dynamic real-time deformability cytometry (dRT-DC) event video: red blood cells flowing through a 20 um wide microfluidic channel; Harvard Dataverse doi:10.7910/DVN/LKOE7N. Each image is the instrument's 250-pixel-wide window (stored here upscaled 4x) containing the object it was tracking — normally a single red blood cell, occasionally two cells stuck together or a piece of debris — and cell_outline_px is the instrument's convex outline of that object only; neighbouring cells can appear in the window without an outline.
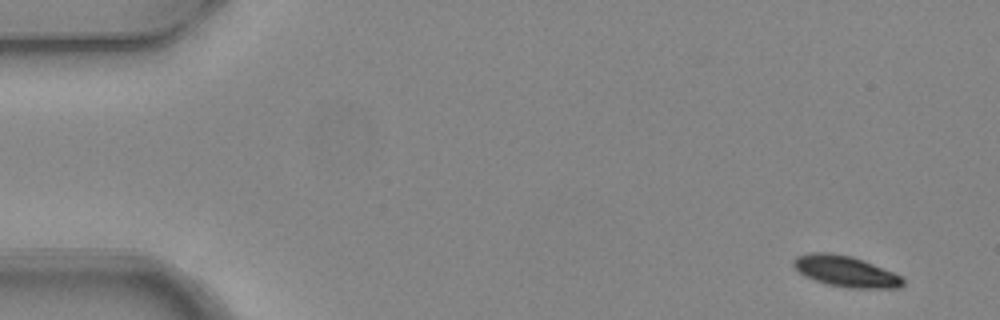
{"species": "common noctule bat (a hibernating species)", "species_latin": "Nyctalus noctula", "temperature_condition": "warm", "stored_images_in_passage": 7, "camera_frame_rate_fps": 3000, "um_per_image_px": 0.085, "animal": {"sex": "female", "body_mass_g": 24.6, "forearm_length_mm": 56.2}, "frame": {"image": 1, "passage_image": 1, "time_ms": 0.0, "image_size_px": [1000, 320], "cell_outline_px": [[904, 284], [900, 288], [848, 288], [828, 284], [804, 276], [792, 264], [792, 260], [796, 256], [808, 252], [828, 252], [852, 256], [864, 260], [892, 272], [900, 276], [904, 280]], "centroid_in_image_um": [71.86, 23.05], "position_along_channel_um": 13.1, "area_um2": 19.77}}
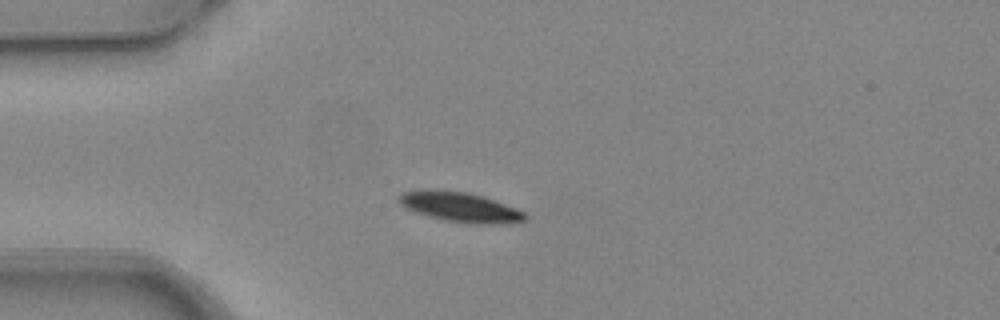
{"frame": {"image": 2, "passage_image": 4, "time_ms": 1.0, "image_size_px": [1000, 320], "cell_outline_px": [[528, 216], [524, 220], [492, 224], [476, 224], [444, 220], [408, 208], [400, 204], [396, 200], [404, 192], [420, 188], [424, 188], [468, 192], [484, 196], [516, 208], [524, 212]], "centroid_in_image_um": [39.1, 17.56], "position_along_channel_um": 45.9, "area_um2": 21.68}}
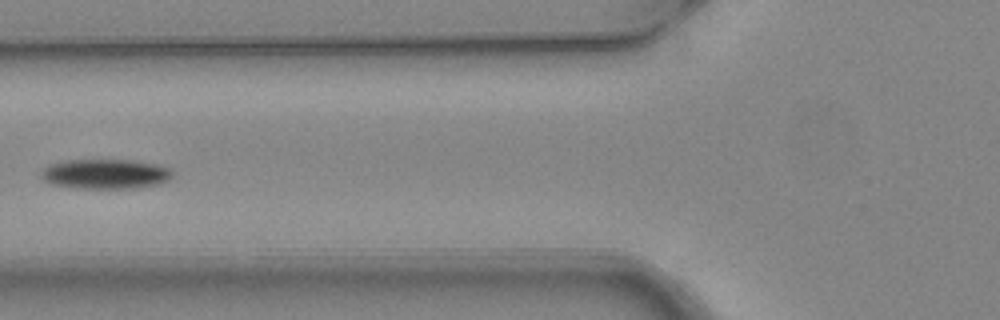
{"frame": {"image": 3, "passage_image": 6, "time_ms": 1.667, "image_size_px": [1000, 320], "cell_outline_px": [[172, 176], [168, 180], [160, 184], [136, 188], [80, 188], [48, 184], [40, 176], [40, 172], [48, 164], [64, 160], [132, 160], [156, 164], [172, 168]], "centroid_in_image_um": [8.94, 14.78], "position_along_channel_um": 116.9, "area_um2": 23.06}}